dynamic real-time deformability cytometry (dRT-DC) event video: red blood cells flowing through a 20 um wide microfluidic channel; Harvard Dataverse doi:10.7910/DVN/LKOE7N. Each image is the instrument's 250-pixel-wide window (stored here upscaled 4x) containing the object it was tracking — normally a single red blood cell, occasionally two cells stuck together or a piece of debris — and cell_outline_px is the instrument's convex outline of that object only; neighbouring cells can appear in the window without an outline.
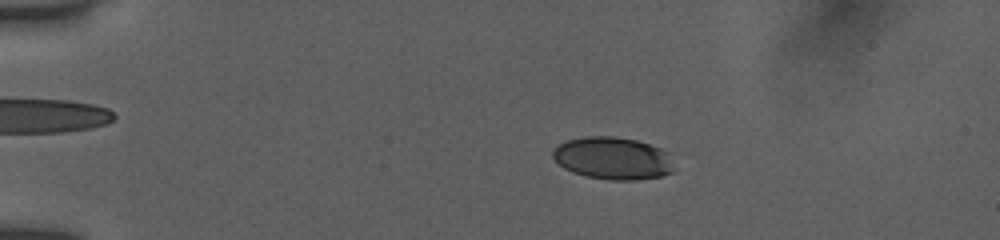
{"species": "human", "species_latin": "Homo sapiens", "temperature_condition": "room temperature", "stored_images_in_passage": 54, "camera_frame_rate_fps": 3000, "um_per_image_px": 0.085, "donor": {"sex": "female"}, "frame": {"image": 1, "passage_image": 11, "time_ms": 3.333, "image_size_px": [1000, 240], "cell_outline_px": [[672, 172], [660, 176], [632, 180], [608, 180], [588, 176], [572, 172], [564, 168], [552, 156], [552, 152], [560, 144], [568, 140], [584, 136], [612, 136], [636, 140], [660, 148], [668, 152], [672, 168]], "centroid_in_image_um": [52.07, 13.45], "position_along_channel_um": 32.9, "area_um2": 29.59}}
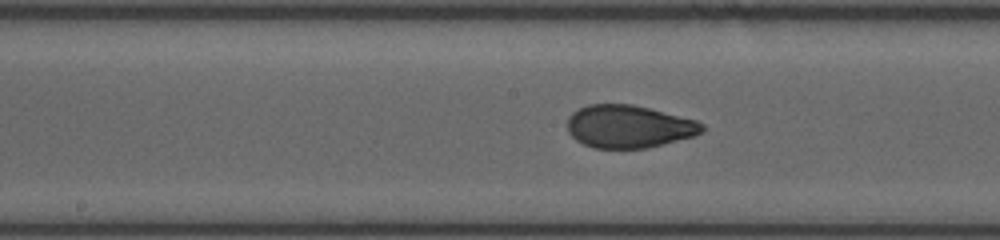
{"frame": {"image": 2, "passage_image": 29, "time_ms": 9.333, "image_size_px": [1000, 240], "cell_outline_px": [[704, 132], [692, 136], [648, 148], [596, 148], [584, 144], [576, 140], [568, 132], [568, 116], [572, 112], [588, 104], [632, 104], [696, 120], [704, 124]], "centroid_in_image_um": [53.44, 10.75], "position_along_channel_um": 194.8, "area_um2": 33.41}}
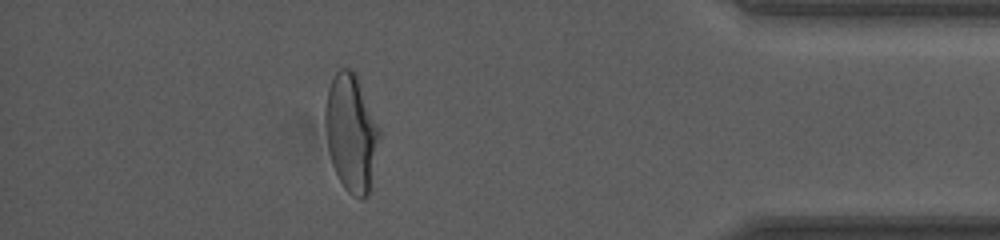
{"frame": {"image": 3, "passage_image": 48, "time_ms": 15.667, "image_size_px": [1000, 240], "cell_outline_px": [[380, 136], [368, 196], [360, 200], [348, 192], [344, 188], [332, 164], [328, 148], [324, 120], [324, 108], [328, 88], [336, 72], [340, 68], [348, 68], [356, 72], [380, 128]], "centroid_in_image_um": [29.85, 11.26], "position_along_channel_um": 405.4, "area_um2": 37.17}, "authors_computed_cell_mechanics": {"area_um2": 33.3795, "velocity_mm_per_s": 3.8783, "shape_relaxation_time_tau1_ms": 4.6354, "shape_relaxation_time_tau2_ms": 0.6855, "deformation_change_tau1": 0.1728, "deformation_change_tau2": 0.0505}}